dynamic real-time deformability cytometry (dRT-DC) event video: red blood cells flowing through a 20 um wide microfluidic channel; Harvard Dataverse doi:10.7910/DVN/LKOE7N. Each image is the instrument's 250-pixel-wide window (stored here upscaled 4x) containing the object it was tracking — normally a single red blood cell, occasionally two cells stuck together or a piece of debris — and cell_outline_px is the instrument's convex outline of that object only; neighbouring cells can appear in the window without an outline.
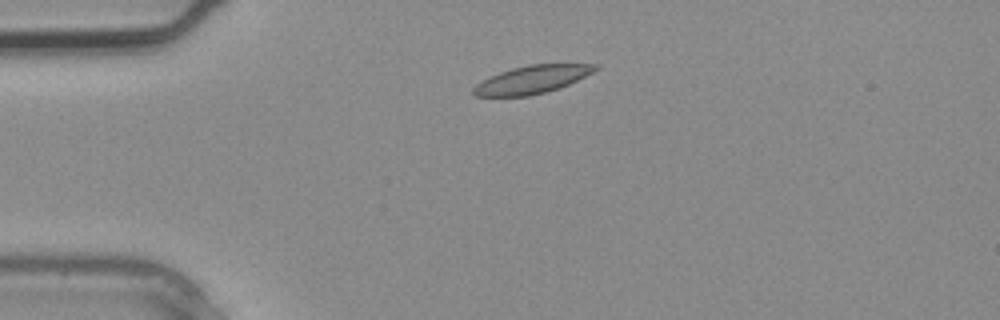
{"species": "common noctule bat (a hibernating species)", "species_latin": "Nyctalus noctula", "temperature_condition": "warm", "stored_images_in_passage": 2, "camera_frame_rate_fps": 3000, "um_per_image_px": 0.085, "animal": {"sex": "male", "body_mass_g": 20.4}, "frame": {"image": 1, "passage_image": 2, "time_ms": 0.333, "image_size_px": [1000, 320], "cell_outline_px": [[600, 68], [560, 88], [528, 96], [476, 96], [472, 92], [472, 88], [476, 84], [500, 72], [512, 68], [528, 64], [600, 64]], "centroid_in_image_um": [45.23, 6.75], "position_along_channel_um": 39.8, "area_um2": 19.59}}